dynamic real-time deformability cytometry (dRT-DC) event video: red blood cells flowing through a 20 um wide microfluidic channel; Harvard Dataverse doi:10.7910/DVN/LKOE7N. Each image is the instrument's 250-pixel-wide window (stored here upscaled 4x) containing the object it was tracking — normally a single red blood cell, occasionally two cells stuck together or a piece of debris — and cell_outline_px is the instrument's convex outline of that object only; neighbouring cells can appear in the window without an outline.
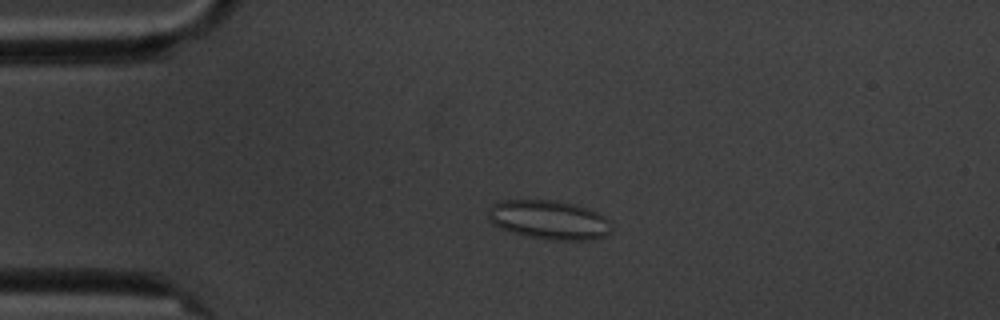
{"species": "common noctule bat (a hibernating species)", "species_latin": "Nyctalus noctula", "temperature_condition": "cold", "stored_images_in_passage": 6, "camera_frame_rate_fps": 3000, "um_per_image_px": 0.085, "animal": {"sex": "male", "body_mass_g": 20.1, "forearm_length_mm": 53.5}, "frame": {"image": 1, "passage_image": 4, "time_ms": 3.667, "image_size_px": [1000, 320], "cell_outline_px": [[612, 228], [608, 236], [588, 240], [552, 240], [528, 236], [512, 232], [500, 228], [492, 224], [488, 216], [488, 208], [492, 204], [500, 200], [556, 200], [588, 208], [604, 216], [608, 220]], "centroid_in_image_um": [46.66, 18.69], "position_along_channel_um": 38.3, "area_um2": 28.21}}
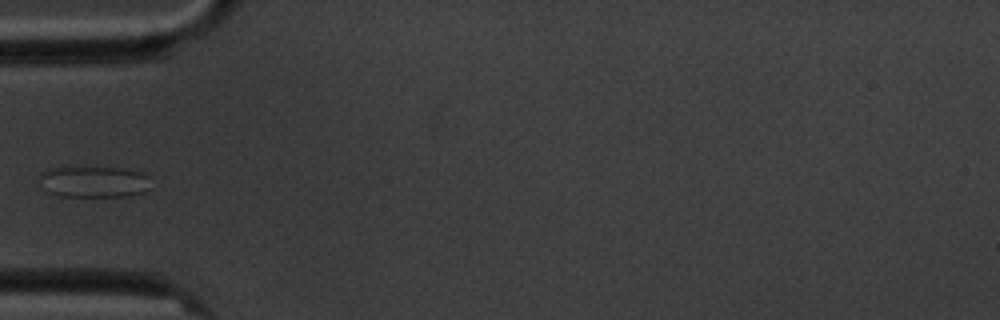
{"frame": {"image": 2, "passage_image": 6, "time_ms": 5.667, "image_size_px": [1000, 320], "cell_outline_px": [[148, 188], [144, 192], [124, 196], [60, 196], [48, 192], [44, 188], [40, 176], [40, 172], [48, 168], [120, 168], [140, 172], [148, 176]], "centroid_in_image_um": [7.96, 15.46], "position_along_channel_um": 77.0, "area_um2": 19.88}}